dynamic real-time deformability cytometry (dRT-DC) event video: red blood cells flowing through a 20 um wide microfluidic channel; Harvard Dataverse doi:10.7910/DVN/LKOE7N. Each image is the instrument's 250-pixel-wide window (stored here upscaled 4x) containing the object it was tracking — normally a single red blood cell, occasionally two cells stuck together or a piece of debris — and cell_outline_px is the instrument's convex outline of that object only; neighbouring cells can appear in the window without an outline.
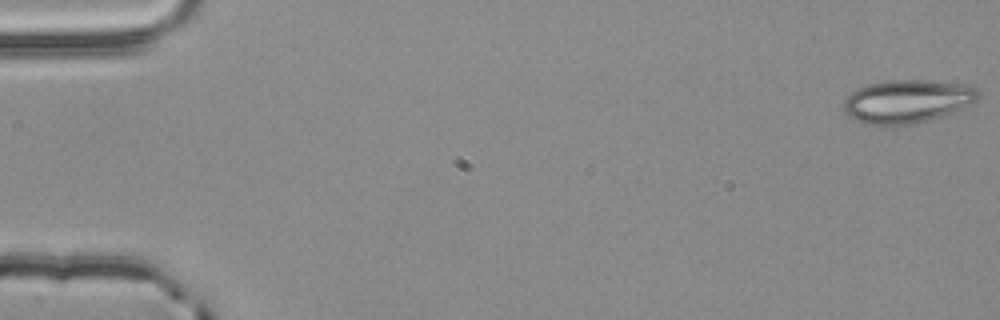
{"species": "common noctule bat (a hibernating species)", "species_latin": "Nyctalus noctula", "temperature_condition": "room temperature", "stored_images_in_passage": 54, "camera_frame_rate_fps": 3000, "um_per_image_px": 0.085, "animal": {"sex": "male", "body_mass_g": 20.4}, "frame": {"image": 1, "passage_image": 1, "time_ms": 0.0, "image_size_px": [1000, 320], "cell_outline_px": [[980, 96], [976, 100], [952, 112], [928, 120], [912, 124], [864, 124], [848, 116], [844, 112], [844, 100], [856, 88], [868, 84], [888, 80], [928, 80], [956, 84], [976, 88], [980, 92]], "centroid_in_image_um": [77.06, 8.6], "position_along_channel_um": 7.9, "area_um2": 33.41}}
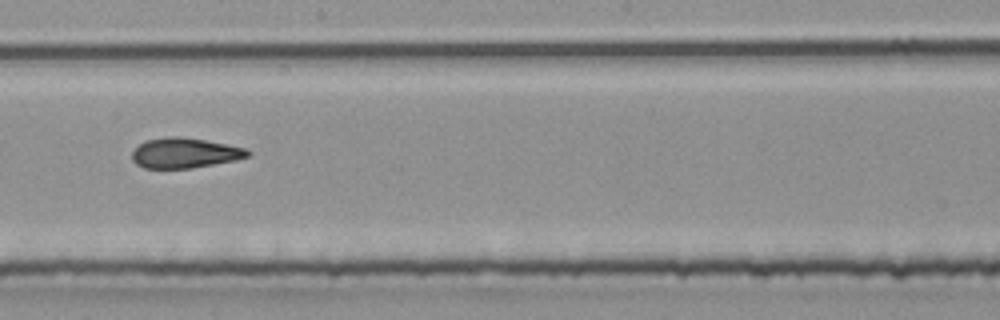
{"frame": {"image": 2, "passage_image": 31, "time_ms": 10.0, "image_size_px": [1000, 320], "cell_outline_px": [[252, 152], [248, 156], [236, 160], [192, 168], [144, 168], [136, 164], [132, 160], [132, 152], [144, 140], [168, 136], [180, 136], [204, 140], [248, 148]], "centroid_in_image_um": [15.71, 13.0], "position_along_channel_um": 232.5, "area_um2": 20.4}}
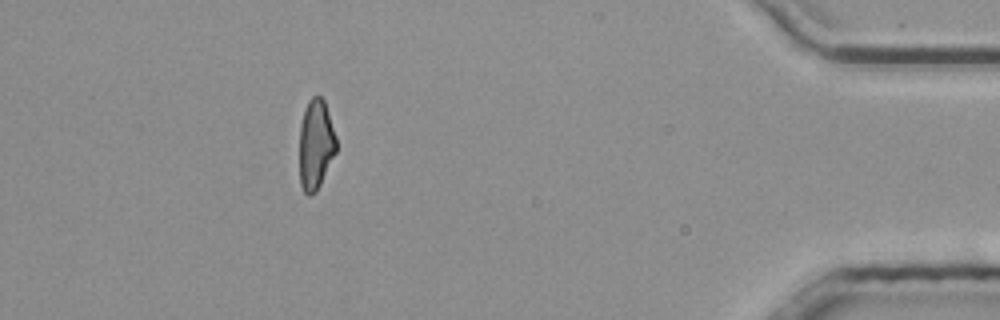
{"frame": {"image": 3, "passage_image": 49, "time_ms": 16.0, "image_size_px": [1000, 320], "cell_outline_px": [[336, 152], [316, 192], [308, 196], [304, 192], [300, 184], [300, 124], [304, 108], [308, 100], [312, 96], [320, 96], [324, 100], [336, 136]], "centroid_in_image_um": [26.83, 12.27], "position_along_channel_um": 408.4, "area_um2": 19.31}, "authors_computed_cell_mechanics": {"area_um2": 21.0103, "velocity_mm_per_s": 3.8724, "shape_relaxation_time_tau1_ms": 7.5046, "shape_relaxation_time_tau2_ms": 2.0655, "deformation_change_tau1": 0.2214, "deformation_change_tau2": 0.1091}}